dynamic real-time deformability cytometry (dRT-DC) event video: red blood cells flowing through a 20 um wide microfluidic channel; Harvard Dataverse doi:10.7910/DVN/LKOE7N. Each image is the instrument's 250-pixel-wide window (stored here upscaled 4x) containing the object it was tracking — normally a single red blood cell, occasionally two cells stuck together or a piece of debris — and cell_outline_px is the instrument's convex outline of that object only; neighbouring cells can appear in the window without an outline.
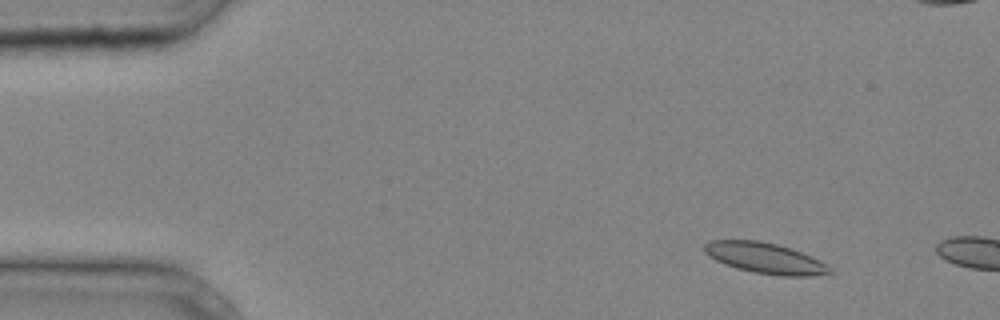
{"species": "common noctule bat (a hibernating species)", "species_latin": "Nyctalus noctula", "temperature_condition": "cold", "stored_images_in_passage": 4, "camera_frame_rate_fps": 3000, "um_per_image_px": 0.085, "animal": {"sex": "male", "body_mass_g": 20.4}, "frame": {"image": 1, "passage_image": 1, "time_ms": 0.0, "image_size_px": [1000, 320], "cell_outline_px": [[832, 272], [812, 276], [784, 276], [756, 272], [736, 268], [724, 264], [708, 256], [704, 252], [704, 244], [708, 240], [760, 240], [776, 244], [800, 252], [832, 268]], "centroid_in_image_um": [64.95, 21.93], "position_along_channel_um": 20.0, "area_um2": 22.08}}